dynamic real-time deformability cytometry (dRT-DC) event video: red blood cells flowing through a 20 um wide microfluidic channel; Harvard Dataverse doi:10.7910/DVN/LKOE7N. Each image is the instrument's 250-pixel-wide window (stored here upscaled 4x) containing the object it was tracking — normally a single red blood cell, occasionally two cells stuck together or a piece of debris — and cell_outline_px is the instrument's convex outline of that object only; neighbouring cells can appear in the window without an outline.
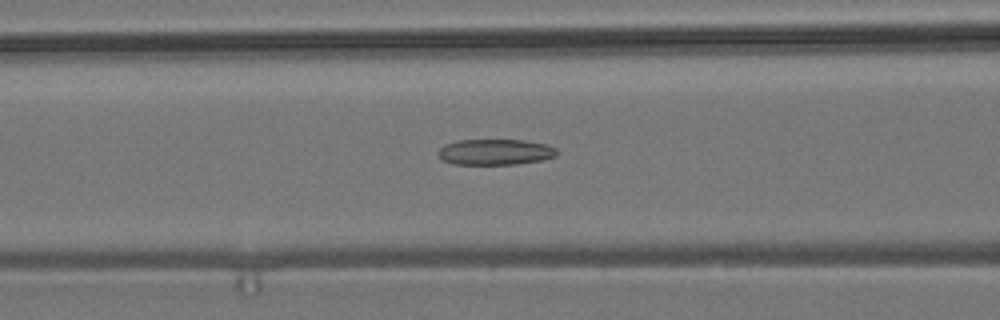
{"species": "common noctule bat (a hibernating species)", "species_latin": "Nyctalus noctula", "temperature_condition": "room temperature", "stored_images_in_passage": 54, "camera_frame_rate_fps": 3000, "um_per_image_px": 0.085, "animal": {"sex": "male", "body_mass_g": 19.2, "forearm_length_mm": 51.8}, "frame": {"image": 1, "passage_image": 22, "time_ms": 7.0, "image_size_px": [1000, 320], "cell_outline_px": [[556, 156], [540, 160], [516, 164], [456, 164], [444, 160], [436, 152], [444, 144], [460, 140], [524, 140], [544, 144], [556, 148]], "centroid_in_image_um": [42.07, 12.91], "position_along_channel_um": 124.5, "area_um2": 17.63}}
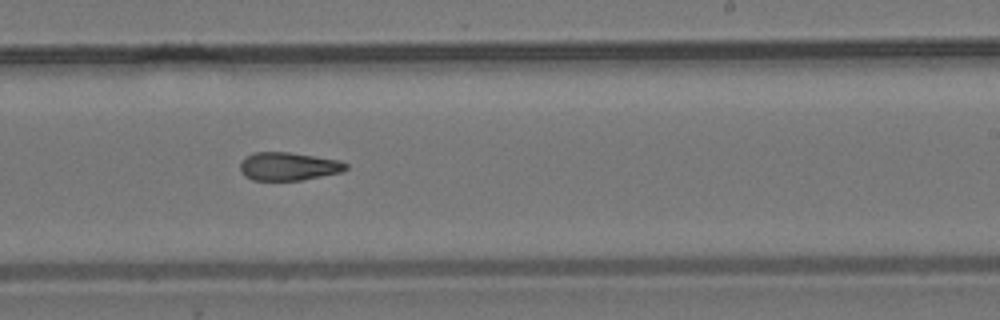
{"frame": {"image": 2, "passage_image": 33, "time_ms": 10.667, "image_size_px": [1000, 320], "cell_outline_px": [[348, 168], [340, 172], [300, 180], [252, 180], [244, 176], [240, 172], [240, 160], [244, 156], [252, 152], [288, 152], [340, 160], [348, 164]], "centroid_in_image_um": [24.45, 14.13], "position_along_channel_um": 264.5, "area_um2": 17.46}}
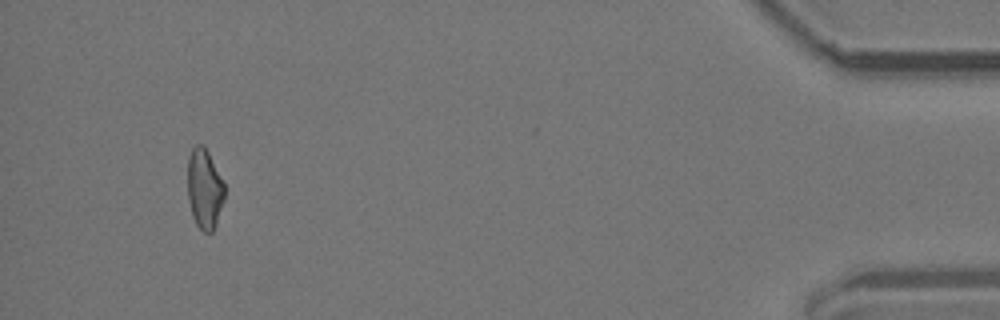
{"frame": {"image": 3, "passage_image": 51, "time_ms": 16.667, "image_size_px": [1000, 320], "cell_outline_px": [[224, 200], [216, 224], [212, 232], [204, 232], [196, 224], [192, 216], [188, 200], [188, 156], [192, 148], [196, 144], [204, 144], [224, 184]], "centroid_in_image_um": [17.37, 16.04], "position_along_channel_um": 417.8, "area_um2": 17.17}, "authors_computed_cell_mechanics": {"area_um2": 18.207, "velocity_mm_per_s": 3.8209, "shape_relaxation_time_tau1_ms": null, "shape_relaxation_time_tau2_ms": 4.9176, "deformation_change_tau1": null, "deformation_change_tau2": 0.1453}}